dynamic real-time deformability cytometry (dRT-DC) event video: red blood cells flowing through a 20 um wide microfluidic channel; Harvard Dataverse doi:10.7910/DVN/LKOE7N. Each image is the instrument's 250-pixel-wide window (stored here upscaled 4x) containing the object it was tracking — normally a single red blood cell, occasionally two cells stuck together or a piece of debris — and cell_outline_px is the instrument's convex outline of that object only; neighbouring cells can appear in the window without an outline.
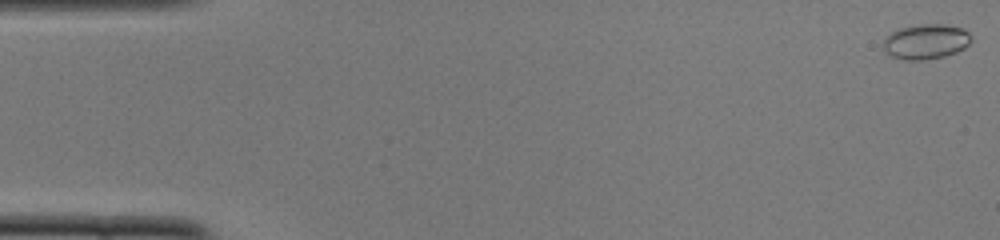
{"species": "common noctule bat (a hibernating species)", "species_latin": "Nyctalus noctula", "temperature_condition": "cold", "stored_images_in_passage": 50, "camera_frame_rate_fps": 3000, "um_per_image_px": 0.085, "animal": {"sex": "female", "body_mass_g": 22.0, "forearm_length_mm": 56.7}, "frame": {"image": 1, "passage_image": 1, "time_ms": 0.0, "image_size_px": [1000, 240], "cell_outline_px": [[972, 40], [964, 48], [956, 52], [944, 56], [924, 60], [904, 60], [892, 56], [884, 52], [884, 40], [892, 32], [900, 28], [920, 24], [944, 24], [964, 28], [972, 36]], "centroid_in_image_um": [78.73, 3.53], "position_along_channel_um": 6.3, "area_um2": 17.98}}
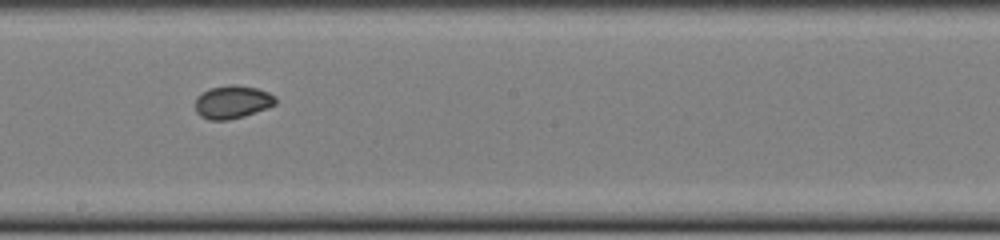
{"frame": {"image": 2, "passage_image": 28, "time_ms": 9.0, "image_size_px": [1000, 240], "cell_outline_px": [[276, 104], [268, 108], [244, 116], [228, 120], [208, 120], [200, 116], [196, 112], [196, 96], [200, 92], [208, 88], [228, 84], [236, 84], [256, 88], [268, 92], [276, 96]], "centroid_in_image_um": [19.74, 8.66], "position_along_channel_um": 228.5, "area_um2": 15.78}}
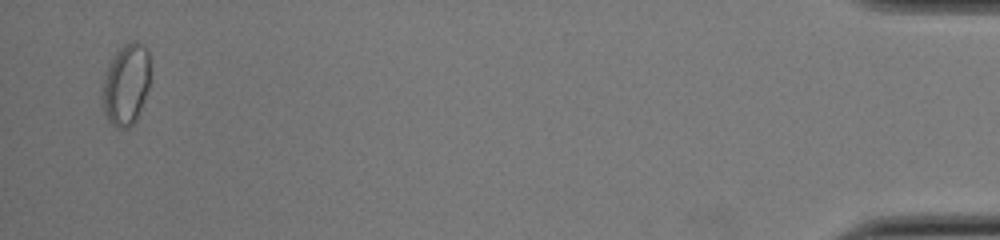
{"frame": {"image": 3, "passage_image": 49, "time_ms": 16.0, "image_size_px": [1000, 240], "cell_outline_px": [[148, 88], [136, 120], [128, 128], [116, 128], [108, 120], [104, 112], [100, 96], [104, 72], [116, 52], [124, 44], [132, 40], [136, 40], [148, 48]], "centroid_in_image_um": [10.67, 7.18], "position_along_channel_um": 424.5, "area_um2": 22.83}, "authors_computed_cell_mechanics": {"area_um2": 15.9817, "velocity_mm_per_s": 4.0091, "shape_relaxation_time_tau1_ms": 5.2307, "shape_relaxation_time_tau2_ms": null, "deformation_change_tau1": 0.0835, "deformation_change_tau2": null}}